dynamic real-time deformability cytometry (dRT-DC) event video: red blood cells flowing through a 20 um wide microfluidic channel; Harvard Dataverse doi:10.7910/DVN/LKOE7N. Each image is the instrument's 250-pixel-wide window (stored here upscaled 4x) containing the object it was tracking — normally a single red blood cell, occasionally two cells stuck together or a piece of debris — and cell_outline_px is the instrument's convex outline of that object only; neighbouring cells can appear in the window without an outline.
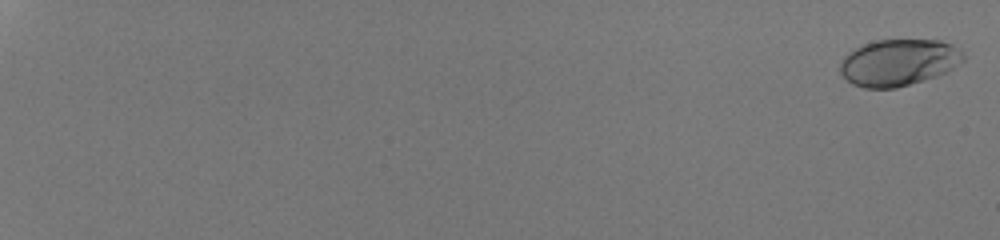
{"species": "human", "species_latin": "Homo sapiens", "temperature_condition": "room temperature", "stored_images_in_passage": 56, "camera_frame_rate_fps": 3000, "um_per_image_px": 0.085, "donor": {"sex": "male"}, "frame": {"image": 1, "passage_image": 2, "time_ms": 0.333, "image_size_px": [1000, 240], "cell_outline_px": [[964, 60], [948, 72], [924, 80], [896, 88], [864, 88], [852, 84], [840, 72], [840, 64], [844, 56], [848, 52], [864, 44], [876, 40], [940, 40], [952, 44], [964, 56]], "centroid_in_image_um": [76.38, 5.31], "position_along_channel_um": 8.6, "area_um2": 33.41}}
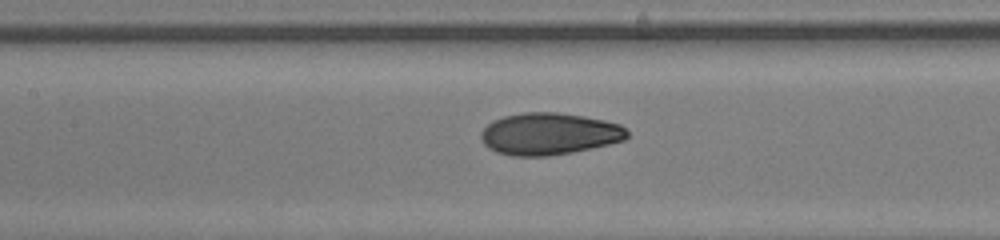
{"frame": {"image": 2, "passage_image": 33, "time_ms": 10.667, "image_size_px": [1000, 240], "cell_outline_px": [[628, 136], [624, 140], [608, 144], [572, 152], [548, 156], [512, 156], [496, 152], [488, 148], [484, 144], [480, 136], [480, 132], [492, 120], [504, 116], [524, 112], [556, 112], [584, 116], [604, 120], [620, 124], [628, 132]], "centroid_in_image_um": [46.64, 11.37], "position_along_channel_um": 160.8, "area_um2": 35.78}}
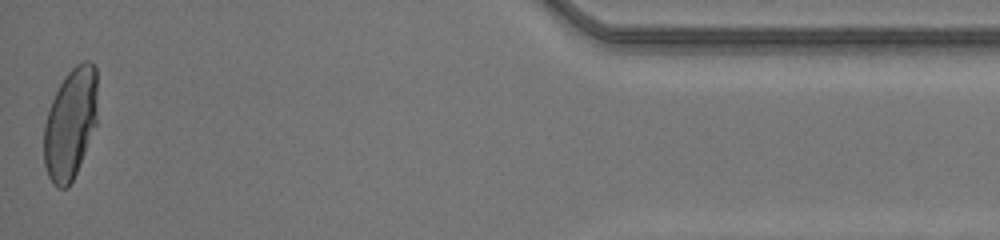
{"frame": {"image": 3, "passage_image": 56, "time_ms": 18.333, "image_size_px": [1000, 240], "cell_outline_px": [[96, 124], [76, 172], [68, 188], [56, 188], [52, 184], [48, 176], [44, 164], [44, 124], [52, 100], [64, 76], [76, 64], [84, 60], [88, 60], [96, 68]], "centroid_in_image_um": [5.96, 10.52], "position_along_channel_um": 429.2, "area_um2": 34.39}, "authors_computed_cell_mechanics": {"area_um2": 34.2176, "velocity_mm_per_s": 4.215, "shape_relaxation_time_tau1_ms": 4.0002, "shape_relaxation_time_tau2_ms": null, "deformation_change_tau1": 0.1923, "deformation_change_tau2": null}}